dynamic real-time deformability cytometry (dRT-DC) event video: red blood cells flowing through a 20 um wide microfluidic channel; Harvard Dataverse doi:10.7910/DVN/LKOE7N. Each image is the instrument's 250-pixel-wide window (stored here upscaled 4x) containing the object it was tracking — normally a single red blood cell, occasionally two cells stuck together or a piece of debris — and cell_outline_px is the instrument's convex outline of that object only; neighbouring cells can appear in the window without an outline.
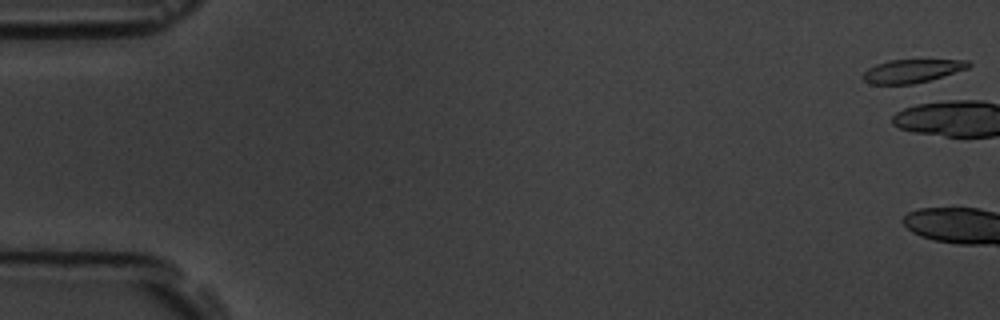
{"species": "common noctule bat (a hibernating species)", "species_latin": "Nyctalus noctula", "temperature_condition": "room temperature", "stored_images_in_passage": 6, "camera_frame_rate_fps": 3000, "um_per_image_px": 0.085, "animal": {"sex": "male", "body_mass_g": 19.5, "forearm_length_mm": 54.6}, "frame": {"image": 1, "passage_image": 1, "time_ms": 0.0, "image_size_px": [1000, 320], "cell_outline_px": [[972, 64], [968, 68], [928, 80], [912, 84], [868, 84], [860, 76], [868, 68], [876, 64], [888, 60], [968, 60]], "centroid_in_image_um": [77.46, 6.03], "position_along_channel_um": 7.5, "area_um2": 14.28}}